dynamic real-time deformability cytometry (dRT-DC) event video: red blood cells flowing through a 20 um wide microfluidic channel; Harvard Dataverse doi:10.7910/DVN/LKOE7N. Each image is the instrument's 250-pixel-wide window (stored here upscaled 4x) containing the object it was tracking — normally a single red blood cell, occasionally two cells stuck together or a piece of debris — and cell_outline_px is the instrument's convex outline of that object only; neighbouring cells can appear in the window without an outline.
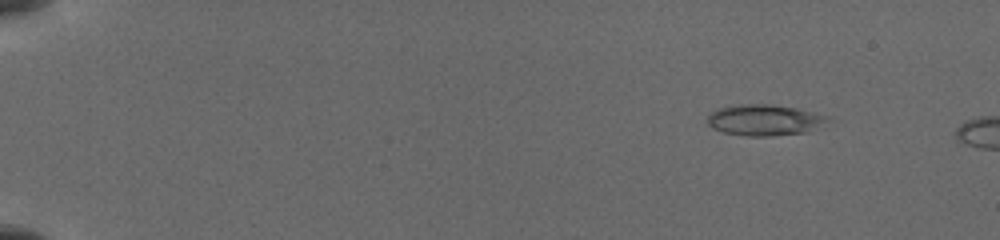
{"species": "common noctule bat (a hibernating species)", "species_latin": "Nyctalus noctula", "temperature_condition": "cold", "stored_images_in_passage": 72, "camera_frame_rate_fps": 3000, "um_per_image_px": 0.085, "animal": {"sex": "female", "body_mass_g": 19.5, "forearm_length_mm": 54.1}, "frame": {"image": 1, "passage_image": 13, "time_ms": 2.333, "image_size_px": [1000, 240], "cell_outline_px": [[832, 116], [828, 120], [808, 132], [772, 136], [748, 136], [724, 132], [712, 128], [708, 124], [708, 116], [712, 112], [720, 108], [744, 104], [772, 104], [796, 108]], "centroid_in_image_um": [65.01, 10.2], "position_along_channel_um": 20.0, "area_um2": 21.62}}
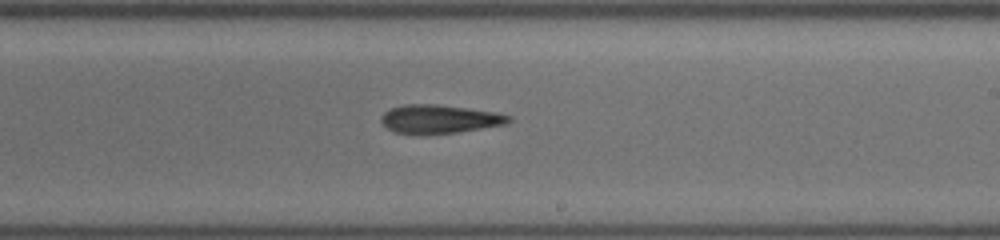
{"frame": {"image": 2, "passage_image": 42, "time_ms": 11.667, "image_size_px": [1000, 240], "cell_outline_px": [[512, 120], [508, 124], [460, 132], [420, 136], [396, 132], [388, 128], [380, 120], [380, 116], [384, 112], [392, 108], [404, 104], [436, 104], [500, 112], [512, 116]], "centroid_in_image_um": [37.4, 10.14], "position_along_channel_um": 251.6, "area_um2": 21.85}}
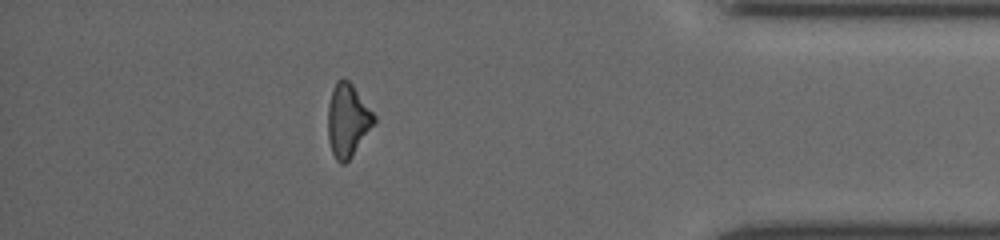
{"frame": {"image": 3, "passage_image": 63, "time_ms": 16.333, "image_size_px": [1000, 240], "cell_outline_px": [[376, 120], [352, 156], [344, 164], [340, 164], [336, 160], [332, 152], [328, 140], [328, 104], [332, 88], [336, 80], [344, 76], [352, 84], [376, 116]], "centroid_in_image_um": [29.53, 10.2], "position_along_channel_um": 405.7, "area_um2": 19.65}}